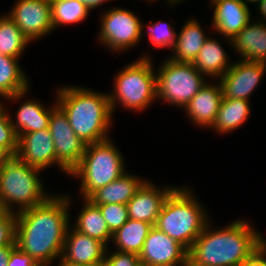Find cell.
Segmentation results:
<instances>
[{"label":"cell","mask_w":266,"mask_h":266,"mask_svg":"<svg viewBox=\"0 0 266 266\" xmlns=\"http://www.w3.org/2000/svg\"><path fill=\"white\" fill-rule=\"evenodd\" d=\"M69 198L53 196L42 204L16 212V246L47 266L61 257L69 225Z\"/></svg>","instance_id":"obj_1"},{"label":"cell","mask_w":266,"mask_h":266,"mask_svg":"<svg viewBox=\"0 0 266 266\" xmlns=\"http://www.w3.org/2000/svg\"><path fill=\"white\" fill-rule=\"evenodd\" d=\"M208 225L188 250V266H239L266 241L244 220L214 231Z\"/></svg>","instance_id":"obj_2"},{"label":"cell","mask_w":266,"mask_h":266,"mask_svg":"<svg viewBox=\"0 0 266 266\" xmlns=\"http://www.w3.org/2000/svg\"><path fill=\"white\" fill-rule=\"evenodd\" d=\"M59 89L57 105L66 114L75 134L85 144L108 139L113 113L108 94L73 86Z\"/></svg>","instance_id":"obj_3"},{"label":"cell","mask_w":266,"mask_h":266,"mask_svg":"<svg viewBox=\"0 0 266 266\" xmlns=\"http://www.w3.org/2000/svg\"><path fill=\"white\" fill-rule=\"evenodd\" d=\"M190 193L186 188H175L165 199L154 225L187 250L208 222L203 207Z\"/></svg>","instance_id":"obj_4"},{"label":"cell","mask_w":266,"mask_h":266,"mask_svg":"<svg viewBox=\"0 0 266 266\" xmlns=\"http://www.w3.org/2000/svg\"><path fill=\"white\" fill-rule=\"evenodd\" d=\"M39 171L12 156L0 168V209L14 212L11 206L14 203L20 205L21 212L45 202L50 196L38 179Z\"/></svg>","instance_id":"obj_5"},{"label":"cell","mask_w":266,"mask_h":266,"mask_svg":"<svg viewBox=\"0 0 266 266\" xmlns=\"http://www.w3.org/2000/svg\"><path fill=\"white\" fill-rule=\"evenodd\" d=\"M110 141L108 138L87 144L80 164L70 173L82 179L80 186L84 199L125 173L122 155Z\"/></svg>","instance_id":"obj_6"},{"label":"cell","mask_w":266,"mask_h":266,"mask_svg":"<svg viewBox=\"0 0 266 266\" xmlns=\"http://www.w3.org/2000/svg\"><path fill=\"white\" fill-rule=\"evenodd\" d=\"M152 67L149 56H144L117 74L115 92L108 94L112 111L116 102L122 103L125 109L138 111L157 98L156 74Z\"/></svg>","instance_id":"obj_7"},{"label":"cell","mask_w":266,"mask_h":266,"mask_svg":"<svg viewBox=\"0 0 266 266\" xmlns=\"http://www.w3.org/2000/svg\"><path fill=\"white\" fill-rule=\"evenodd\" d=\"M156 74L157 97L173 105L186 106L205 85L192 63L167 59Z\"/></svg>","instance_id":"obj_8"},{"label":"cell","mask_w":266,"mask_h":266,"mask_svg":"<svg viewBox=\"0 0 266 266\" xmlns=\"http://www.w3.org/2000/svg\"><path fill=\"white\" fill-rule=\"evenodd\" d=\"M48 129L54 141L57 165L70 174L80 164L87 144L75 134L57 104L52 108Z\"/></svg>","instance_id":"obj_9"},{"label":"cell","mask_w":266,"mask_h":266,"mask_svg":"<svg viewBox=\"0 0 266 266\" xmlns=\"http://www.w3.org/2000/svg\"><path fill=\"white\" fill-rule=\"evenodd\" d=\"M101 19L99 40L113 51L125 50L140 41L142 24L132 11L114 8Z\"/></svg>","instance_id":"obj_10"},{"label":"cell","mask_w":266,"mask_h":266,"mask_svg":"<svg viewBox=\"0 0 266 266\" xmlns=\"http://www.w3.org/2000/svg\"><path fill=\"white\" fill-rule=\"evenodd\" d=\"M139 260L149 266H188V250L153 226L144 241Z\"/></svg>","instance_id":"obj_11"},{"label":"cell","mask_w":266,"mask_h":266,"mask_svg":"<svg viewBox=\"0 0 266 266\" xmlns=\"http://www.w3.org/2000/svg\"><path fill=\"white\" fill-rule=\"evenodd\" d=\"M9 17L30 41L53 30L51 0H18Z\"/></svg>","instance_id":"obj_12"},{"label":"cell","mask_w":266,"mask_h":266,"mask_svg":"<svg viewBox=\"0 0 266 266\" xmlns=\"http://www.w3.org/2000/svg\"><path fill=\"white\" fill-rule=\"evenodd\" d=\"M265 67L266 63L247 60L231 63L219 82L223 98L248 100L264 75Z\"/></svg>","instance_id":"obj_13"},{"label":"cell","mask_w":266,"mask_h":266,"mask_svg":"<svg viewBox=\"0 0 266 266\" xmlns=\"http://www.w3.org/2000/svg\"><path fill=\"white\" fill-rule=\"evenodd\" d=\"M69 226L59 264H102L106 255V245Z\"/></svg>","instance_id":"obj_14"},{"label":"cell","mask_w":266,"mask_h":266,"mask_svg":"<svg viewBox=\"0 0 266 266\" xmlns=\"http://www.w3.org/2000/svg\"><path fill=\"white\" fill-rule=\"evenodd\" d=\"M28 165L43 170L57 163L54 141L49 129L26 133L18 137L15 155Z\"/></svg>","instance_id":"obj_15"},{"label":"cell","mask_w":266,"mask_h":266,"mask_svg":"<svg viewBox=\"0 0 266 266\" xmlns=\"http://www.w3.org/2000/svg\"><path fill=\"white\" fill-rule=\"evenodd\" d=\"M176 187L157 189L145 182L127 203L129 219L144 221L155 225L165 199Z\"/></svg>","instance_id":"obj_16"},{"label":"cell","mask_w":266,"mask_h":266,"mask_svg":"<svg viewBox=\"0 0 266 266\" xmlns=\"http://www.w3.org/2000/svg\"><path fill=\"white\" fill-rule=\"evenodd\" d=\"M243 0H223L214 4L213 25L216 31L232 40L248 23L249 7Z\"/></svg>","instance_id":"obj_17"},{"label":"cell","mask_w":266,"mask_h":266,"mask_svg":"<svg viewBox=\"0 0 266 266\" xmlns=\"http://www.w3.org/2000/svg\"><path fill=\"white\" fill-rule=\"evenodd\" d=\"M218 85L205 83L184 107L194 123L204 127L213 126L223 99L220 83Z\"/></svg>","instance_id":"obj_18"},{"label":"cell","mask_w":266,"mask_h":266,"mask_svg":"<svg viewBox=\"0 0 266 266\" xmlns=\"http://www.w3.org/2000/svg\"><path fill=\"white\" fill-rule=\"evenodd\" d=\"M242 59L266 63V24H247L232 40Z\"/></svg>","instance_id":"obj_19"},{"label":"cell","mask_w":266,"mask_h":266,"mask_svg":"<svg viewBox=\"0 0 266 266\" xmlns=\"http://www.w3.org/2000/svg\"><path fill=\"white\" fill-rule=\"evenodd\" d=\"M145 182L124 173L113 182L97 189L87 199L95 205L127 204Z\"/></svg>","instance_id":"obj_20"},{"label":"cell","mask_w":266,"mask_h":266,"mask_svg":"<svg viewBox=\"0 0 266 266\" xmlns=\"http://www.w3.org/2000/svg\"><path fill=\"white\" fill-rule=\"evenodd\" d=\"M176 36L177 39L172 47V51L176 52L175 57L172 56L170 59L184 63H193L208 39L195 19L187 21Z\"/></svg>","instance_id":"obj_21"},{"label":"cell","mask_w":266,"mask_h":266,"mask_svg":"<svg viewBox=\"0 0 266 266\" xmlns=\"http://www.w3.org/2000/svg\"><path fill=\"white\" fill-rule=\"evenodd\" d=\"M27 81L19 67L18 58L0 54V96L18 100L27 93Z\"/></svg>","instance_id":"obj_22"},{"label":"cell","mask_w":266,"mask_h":266,"mask_svg":"<svg viewBox=\"0 0 266 266\" xmlns=\"http://www.w3.org/2000/svg\"><path fill=\"white\" fill-rule=\"evenodd\" d=\"M46 109L38 101L29 100L22 103L16 113V123L11 120L17 137L26 133L48 129L52 109Z\"/></svg>","instance_id":"obj_23"},{"label":"cell","mask_w":266,"mask_h":266,"mask_svg":"<svg viewBox=\"0 0 266 266\" xmlns=\"http://www.w3.org/2000/svg\"><path fill=\"white\" fill-rule=\"evenodd\" d=\"M227 58L222 46L214 39L208 38L192 64L205 76L219 77L231 67L227 64Z\"/></svg>","instance_id":"obj_24"},{"label":"cell","mask_w":266,"mask_h":266,"mask_svg":"<svg viewBox=\"0 0 266 266\" xmlns=\"http://www.w3.org/2000/svg\"><path fill=\"white\" fill-rule=\"evenodd\" d=\"M85 206L77 217V222L74 224L76 230L92 237L106 246L108 241L112 239V233L103 218L99 207L93 204L89 199L85 198Z\"/></svg>","instance_id":"obj_25"},{"label":"cell","mask_w":266,"mask_h":266,"mask_svg":"<svg viewBox=\"0 0 266 266\" xmlns=\"http://www.w3.org/2000/svg\"><path fill=\"white\" fill-rule=\"evenodd\" d=\"M153 226L144 221L128 219V221L112 234L118 252L139 255L146 237Z\"/></svg>","instance_id":"obj_26"},{"label":"cell","mask_w":266,"mask_h":266,"mask_svg":"<svg viewBox=\"0 0 266 266\" xmlns=\"http://www.w3.org/2000/svg\"><path fill=\"white\" fill-rule=\"evenodd\" d=\"M249 106V100L223 98L212 128L221 133L237 129L248 118Z\"/></svg>","instance_id":"obj_27"},{"label":"cell","mask_w":266,"mask_h":266,"mask_svg":"<svg viewBox=\"0 0 266 266\" xmlns=\"http://www.w3.org/2000/svg\"><path fill=\"white\" fill-rule=\"evenodd\" d=\"M28 42L9 15L0 17V54L19 58Z\"/></svg>","instance_id":"obj_28"},{"label":"cell","mask_w":266,"mask_h":266,"mask_svg":"<svg viewBox=\"0 0 266 266\" xmlns=\"http://www.w3.org/2000/svg\"><path fill=\"white\" fill-rule=\"evenodd\" d=\"M89 9L78 0H51L53 29L62 24H74L85 20Z\"/></svg>","instance_id":"obj_29"},{"label":"cell","mask_w":266,"mask_h":266,"mask_svg":"<svg viewBox=\"0 0 266 266\" xmlns=\"http://www.w3.org/2000/svg\"><path fill=\"white\" fill-rule=\"evenodd\" d=\"M105 219L110 232L113 234L129 219L127 204H101L97 205Z\"/></svg>","instance_id":"obj_30"},{"label":"cell","mask_w":266,"mask_h":266,"mask_svg":"<svg viewBox=\"0 0 266 266\" xmlns=\"http://www.w3.org/2000/svg\"><path fill=\"white\" fill-rule=\"evenodd\" d=\"M7 113L0 104V144L12 156H15L18 148V137Z\"/></svg>","instance_id":"obj_31"},{"label":"cell","mask_w":266,"mask_h":266,"mask_svg":"<svg viewBox=\"0 0 266 266\" xmlns=\"http://www.w3.org/2000/svg\"><path fill=\"white\" fill-rule=\"evenodd\" d=\"M149 40L155 47H173L176 40V33L171 25L164 22H155L148 25Z\"/></svg>","instance_id":"obj_32"},{"label":"cell","mask_w":266,"mask_h":266,"mask_svg":"<svg viewBox=\"0 0 266 266\" xmlns=\"http://www.w3.org/2000/svg\"><path fill=\"white\" fill-rule=\"evenodd\" d=\"M16 214L0 209V247L16 246Z\"/></svg>","instance_id":"obj_33"},{"label":"cell","mask_w":266,"mask_h":266,"mask_svg":"<svg viewBox=\"0 0 266 266\" xmlns=\"http://www.w3.org/2000/svg\"><path fill=\"white\" fill-rule=\"evenodd\" d=\"M113 253L109 256L105 255L103 266H139L141 264L137 254L118 251Z\"/></svg>","instance_id":"obj_34"},{"label":"cell","mask_w":266,"mask_h":266,"mask_svg":"<svg viewBox=\"0 0 266 266\" xmlns=\"http://www.w3.org/2000/svg\"><path fill=\"white\" fill-rule=\"evenodd\" d=\"M7 266H42L38 261L34 260L31 256L22 252L15 246L8 259Z\"/></svg>","instance_id":"obj_35"},{"label":"cell","mask_w":266,"mask_h":266,"mask_svg":"<svg viewBox=\"0 0 266 266\" xmlns=\"http://www.w3.org/2000/svg\"><path fill=\"white\" fill-rule=\"evenodd\" d=\"M239 266H266V242L264 241Z\"/></svg>","instance_id":"obj_36"},{"label":"cell","mask_w":266,"mask_h":266,"mask_svg":"<svg viewBox=\"0 0 266 266\" xmlns=\"http://www.w3.org/2000/svg\"><path fill=\"white\" fill-rule=\"evenodd\" d=\"M14 247L15 246H2V247H0V266H7L10 252Z\"/></svg>","instance_id":"obj_37"},{"label":"cell","mask_w":266,"mask_h":266,"mask_svg":"<svg viewBox=\"0 0 266 266\" xmlns=\"http://www.w3.org/2000/svg\"><path fill=\"white\" fill-rule=\"evenodd\" d=\"M12 157V155L0 144V168Z\"/></svg>","instance_id":"obj_38"},{"label":"cell","mask_w":266,"mask_h":266,"mask_svg":"<svg viewBox=\"0 0 266 266\" xmlns=\"http://www.w3.org/2000/svg\"><path fill=\"white\" fill-rule=\"evenodd\" d=\"M84 4L89 10L94 9L95 7L101 5L106 0H78Z\"/></svg>","instance_id":"obj_39"},{"label":"cell","mask_w":266,"mask_h":266,"mask_svg":"<svg viewBox=\"0 0 266 266\" xmlns=\"http://www.w3.org/2000/svg\"><path fill=\"white\" fill-rule=\"evenodd\" d=\"M259 10H260V14L262 15V19L266 20V0H262L259 3Z\"/></svg>","instance_id":"obj_40"},{"label":"cell","mask_w":266,"mask_h":266,"mask_svg":"<svg viewBox=\"0 0 266 266\" xmlns=\"http://www.w3.org/2000/svg\"><path fill=\"white\" fill-rule=\"evenodd\" d=\"M59 266H103L102 264H92V265H86V264H60Z\"/></svg>","instance_id":"obj_41"},{"label":"cell","mask_w":266,"mask_h":266,"mask_svg":"<svg viewBox=\"0 0 266 266\" xmlns=\"http://www.w3.org/2000/svg\"><path fill=\"white\" fill-rule=\"evenodd\" d=\"M247 1V3L249 2H251V3H254V2H260V1H262V0H246Z\"/></svg>","instance_id":"obj_42"},{"label":"cell","mask_w":266,"mask_h":266,"mask_svg":"<svg viewBox=\"0 0 266 266\" xmlns=\"http://www.w3.org/2000/svg\"><path fill=\"white\" fill-rule=\"evenodd\" d=\"M148 1V0H147ZM150 1H152V0H150ZM154 1V0H153ZM168 1V3H170V4H174V3H177V2H175L174 0H167Z\"/></svg>","instance_id":"obj_43"},{"label":"cell","mask_w":266,"mask_h":266,"mask_svg":"<svg viewBox=\"0 0 266 266\" xmlns=\"http://www.w3.org/2000/svg\"><path fill=\"white\" fill-rule=\"evenodd\" d=\"M212 1V4L213 3H216V2H219V1H223V0H211Z\"/></svg>","instance_id":"obj_44"},{"label":"cell","mask_w":266,"mask_h":266,"mask_svg":"<svg viewBox=\"0 0 266 266\" xmlns=\"http://www.w3.org/2000/svg\"><path fill=\"white\" fill-rule=\"evenodd\" d=\"M139 266H149V265H145V264H142V263H141Z\"/></svg>","instance_id":"obj_45"}]
</instances>
